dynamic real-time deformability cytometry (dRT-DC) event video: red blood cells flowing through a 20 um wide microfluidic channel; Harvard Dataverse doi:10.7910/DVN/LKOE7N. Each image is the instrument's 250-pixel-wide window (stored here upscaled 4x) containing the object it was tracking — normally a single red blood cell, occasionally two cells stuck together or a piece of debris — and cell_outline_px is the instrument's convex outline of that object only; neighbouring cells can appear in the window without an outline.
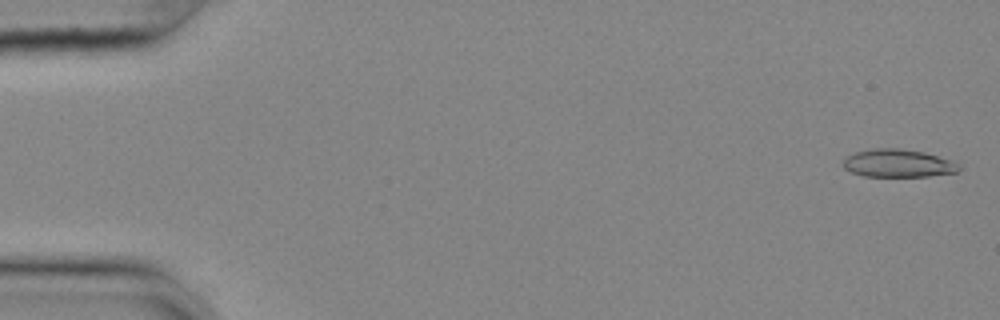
{"species": "common noctule bat (a hibernating species)", "species_latin": "Nyctalus noctula", "temperature_condition": "cold", "stored_images_in_passage": 56, "camera_frame_rate_fps": 3000, "um_per_image_px": 0.085, "animal": {"sex": "female", "body_mass_g": 25.1}, "frame": {"image": 1, "passage_image": 2, "time_ms": 0.333, "image_size_px": [1000, 320], "cell_outline_px": [[960, 168], [956, 172], [928, 176], [864, 176], [852, 172], [844, 168], [844, 160], [848, 156], [856, 152], [876, 148], [900, 148], [924, 152], [952, 160], [960, 164]], "centroid_in_image_um": [76.37, 13.87], "position_along_channel_um": 8.6, "area_um2": 18.67}}
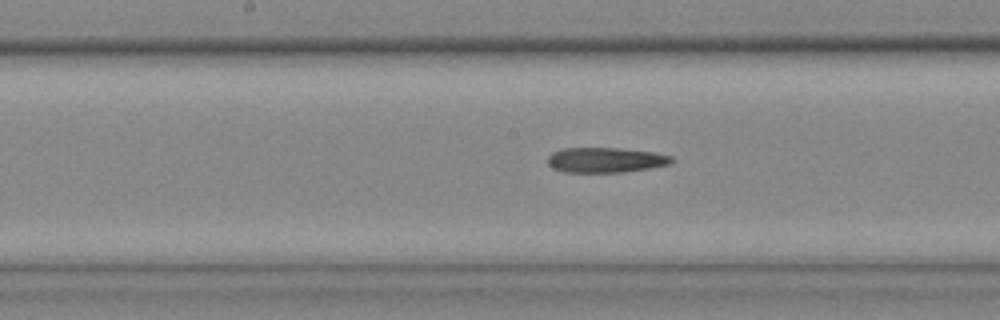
{"frame": {"image": 2, "passage_image": 29, "time_ms": 9.333, "image_size_px": [1000, 320], "cell_outline_px": [[676, 160], [672, 164], [648, 168], [620, 172], [564, 172], [552, 168], [548, 164], [548, 156], [552, 152], [560, 148], [620, 148], [652, 152], [672, 156]], "centroid_in_image_um": [51.47, 13.59], "position_along_channel_um": 196.7, "area_um2": 18.21}}
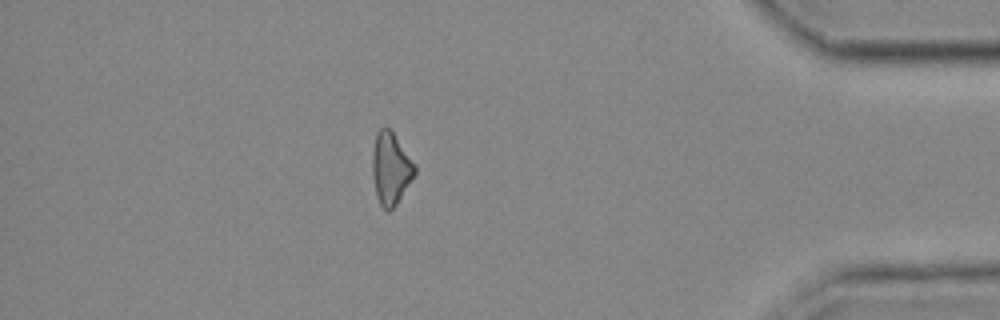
{"frame": {"image": 3, "passage_image": 49, "time_ms": 16.0, "image_size_px": [1000, 320], "cell_outline_px": [[416, 172], [396, 204], [388, 212], [380, 204], [376, 196], [372, 176], [372, 152], [376, 132], [384, 124], [392, 132], [416, 164]], "centroid_in_image_um": [33.19, 14.29], "position_along_channel_um": 402.0, "area_um2": 17.8}}